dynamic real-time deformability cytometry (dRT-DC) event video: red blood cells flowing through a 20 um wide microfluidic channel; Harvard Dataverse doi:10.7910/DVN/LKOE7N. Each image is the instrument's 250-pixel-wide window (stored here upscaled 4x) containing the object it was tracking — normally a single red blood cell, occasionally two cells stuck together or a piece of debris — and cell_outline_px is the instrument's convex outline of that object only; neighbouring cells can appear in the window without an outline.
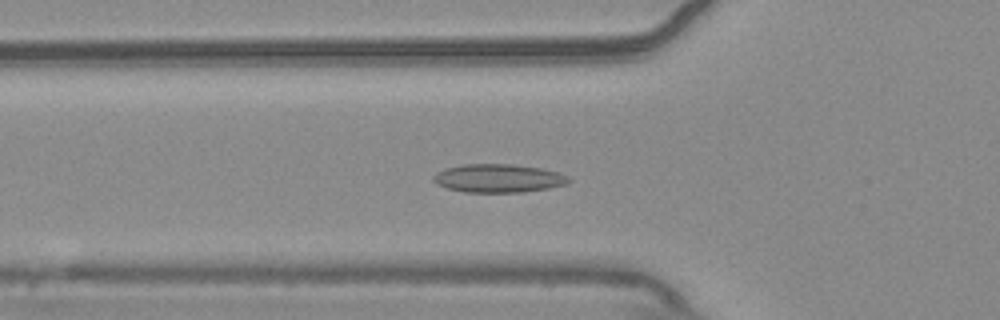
{"species": "common noctule bat (a hibernating species)", "species_latin": "Nyctalus noctula", "temperature_condition": "warm", "stored_images_in_passage": 43, "camera_frame_rate_fps": 3000, "um_per_image_px": 0.085, "animal": {"sex": "male", "body_mass_g": 20.4}, "frame": {"image": 1, "passage_image": 14, "time_ms": 4.333, "image_size_px": [1000, 320], "cell_outline_px": [[572, 180], [564, 184], [548, 188], [524, 192], [464, 192], [448, 188], [436, 184], [432, 180], [432, 176], [436, 172], [444, 168], [464, 164], [512, 164], [540, 168], [556, 172], [568, 176]], "centroid_in_image_um": [42.31, 15.15], "position_along_channel_um": 83.5, "area_um2": 22.37}}
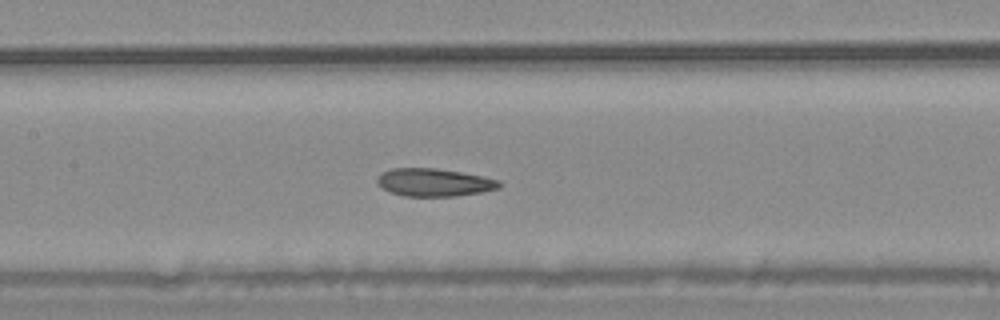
{"frame": {"image": 2, "passage_image": 21, "time_ms": 6.667, "image_size_px": [1000, 320], "cell_outline_px": [[500, 184], [496, 188], [480, 192], [456, 196], [404, 196], [392, 192], [384, 188], [376, 180], [384, 172], [392, 168], [436, 168], [460, 172], [500, 180]], "centroid_in_image_um": [36.9, 15.5], "position_along_channel_um": 170.5, "area_um2": 19.31}}
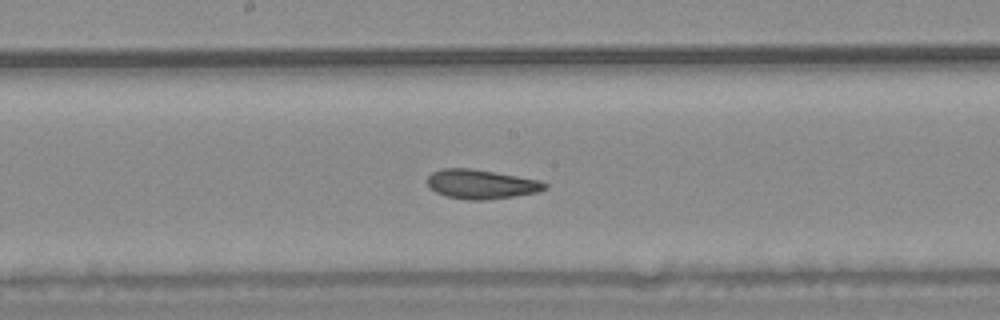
{"frame": {"image": 3, "passage_image": 24, "time_ms": 7.667, "image_size_px": [1000, 320], "cell_outline_px": [[548, 188], [536, 192], [512, 196], [484, 200], [468, 200], [444, 196], [428, 188], [428, 176], [432, 172], [440, 168], [468, 168], [540, 180], [548, 184]], "centroid_in_image_um": [40.85, 15.66], "position_along_channel_um": 207.3, "area_um2": 19.94}, "authors_computed_cell_mechanics": {"area_um2": 20.2878, "velocity_mm_per_s": 3.6944, "shape_relaxation_time_tau1_ms": null, "shape_relaxation_time_tau2_ms": 2.7051, "deformation_change_tau1": null, "deformation_change_tau2": 0.0866}}